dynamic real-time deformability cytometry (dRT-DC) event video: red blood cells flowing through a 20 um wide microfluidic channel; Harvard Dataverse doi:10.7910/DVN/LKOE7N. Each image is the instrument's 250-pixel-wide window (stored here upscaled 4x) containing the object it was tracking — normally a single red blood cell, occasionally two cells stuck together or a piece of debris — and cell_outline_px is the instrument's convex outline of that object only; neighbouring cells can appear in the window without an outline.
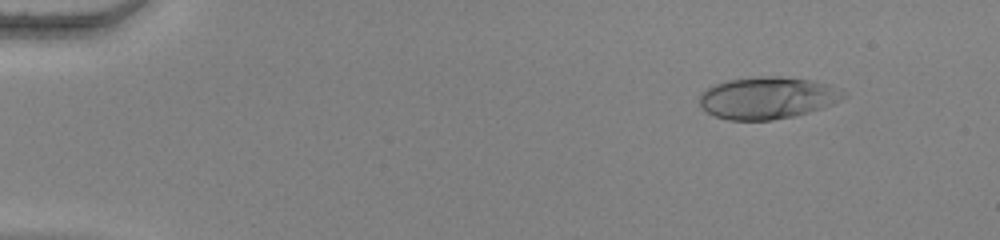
{"species": "human", "species_latin": "Homo sapiens", "temperature_condition": "warm", "stored_images_in_passage": 53, "camera_frame_rate_fps": 3000, "um_per_image_px": 0.085, "donor": {"sex": "female"}, "frame": {"image": 1, "passage_image": 6, "time_ms": 1.667, "image_size_px": [1000, 240], "cell_outline_px": [[848, 96], [824, 108], [796, 116], [772, 120], [728, 120], [716, 116], [708, 112], [700, 104], [700, 92], [716, 84], [728, 80], [760, 76], [776, 76], [808, 80], [832, 84], [848, 92]], "centroid_in_image_um": [65.31, 8.32], "position_along_channel_um": 19.7, "area_um2": 35.49}}
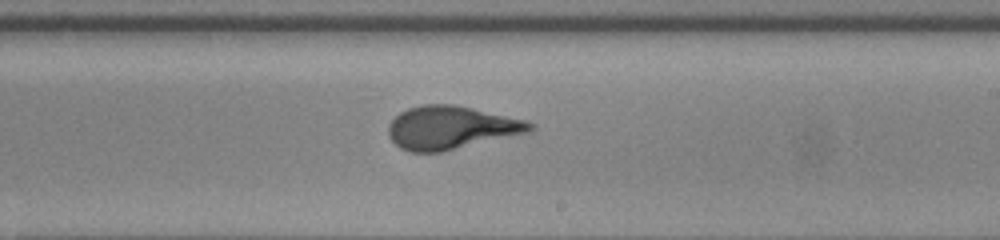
{"frame": {"image": 2, "passage_image": 33, "time_ms": 10.667, "image_size_px": [1000, 240], "cell_outline_px": [[536, 128], [532, 132], [440, 152], [408, 152], [400, 148], [388, 136], [388, 124], [400, 112], [408, 108], [424, 104], [452, 104], [472, 108], [528, 120], [536, 124]], "centroid_in_image_um": [38.38, 10.85], "position_along_channel_um": 250.6, "area_um2": 35.89}}
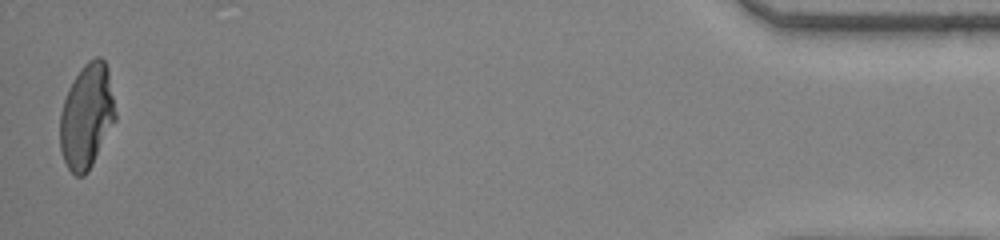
{"frame": {"image": 3, "passage_image": 53, "time_ms": 17.333, "image_size_px": [1000, 240], "cell_outline_px": [[116, 120], [88, 172], [84, 176], [76, 176], [68, 168], [64, 160], [60, 148], [60, 112], [68, 88], [84, 64], [88, 60], [96, 56], [100, 56], [104, 60], [108, 68], [116, 112]], "centroid_in_image_um": [7.38, 9.87], "position_along_channel_um": 427.8, "area_um2": 33.81}, "authors_computed_cell_mechanics": {"area_um2": 35.0268, "velocity_mm_per_s": 3.883, "shape_relaxation_time_tau1_ms": 9.2311, "shape_relaxation_time_tau2_ms": null, "deformation_change_tau1": 0.3365, "deformation_change_tau2": null}}